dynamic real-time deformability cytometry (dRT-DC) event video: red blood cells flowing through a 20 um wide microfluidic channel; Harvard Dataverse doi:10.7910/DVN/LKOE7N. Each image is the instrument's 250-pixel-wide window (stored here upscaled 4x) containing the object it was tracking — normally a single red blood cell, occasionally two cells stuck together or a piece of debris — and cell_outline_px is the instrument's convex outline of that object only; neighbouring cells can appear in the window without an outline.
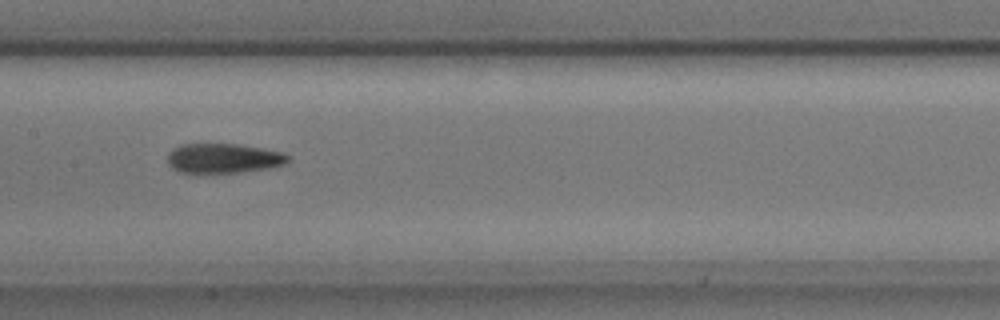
{"species": "common noctule bat (a hibernating species)", "species_latin": "Nyctalus noctula", "temperature_condition": "cold", "stored_images_in_passage": 9, "camera_frame_rate_fps": 3000, "um_per_image_px": 0.085, "animal": {"sex": "male", "body_mass_g": 17.9, "forearm_length_mm": 54.2}, "frame": {"image": 1, "passage_image": 8, "time_ms": 2.333, "image_size_px": [1000, 320], "cell_outline_px": [[288, 160], [284, 164], [268, 168], [236, 172], [200, 176], [192, 176], [180, 172], [172, 168], [168, 164], [168, 156], [172, 148], [180, 144], [236, 144], [284, 152], [288, 156]], "centroid_in_image_um": [18.89, 13.5], "position_along_channel_um": 188.5, "area_um2": 21.44}}
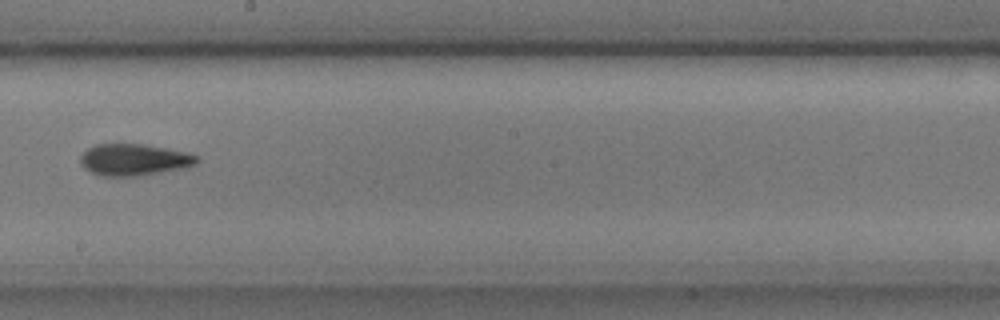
{"frame": {"image": 2, "passage_image": 9, "time_ms": 2.667, "image_size_px": [1000, 320], "cell_outline_px": [[200, 160], [196, 164], [184, 168], [144, 176], [100, 176], [84, 168], [80, 164], [80, 156], [88, 148], [96, 144], [144, 144], [188, 152], [196, 156]], "centroid_in_image_um": [11.4, 13.58], "position_along_channel_um": 236.8, "area_um2": 21.73}}